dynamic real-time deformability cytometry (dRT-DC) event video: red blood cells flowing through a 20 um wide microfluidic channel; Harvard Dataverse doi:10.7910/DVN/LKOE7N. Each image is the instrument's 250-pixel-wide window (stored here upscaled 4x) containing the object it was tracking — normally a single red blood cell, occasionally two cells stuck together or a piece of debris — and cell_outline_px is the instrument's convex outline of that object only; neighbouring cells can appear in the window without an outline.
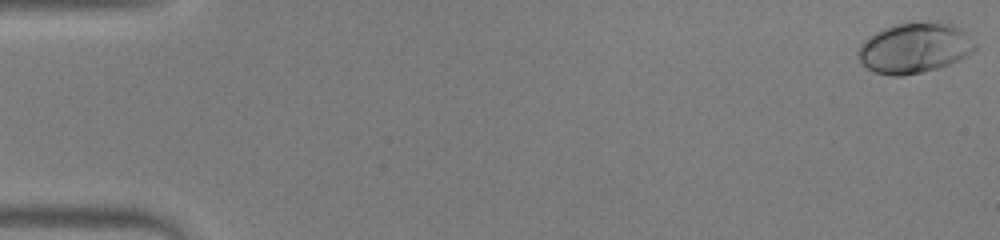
{"species": "human", "species_latin": "Homo sapiens", "temperature_condition": "warm", "stored_images_in_passage": 53, "camera_frame_rate_fps": 3000, "um_per_image_px": 0.085, "donor": {"sex": "male"}, "frame": {"image": 1, "passage_image": 1, "time_ms": 0.0, "image_size_px": [1000, 240], "cell_outline_px": [[976, 48], [972, 52], [948, 64], [936, 68], [920, 72], [900, 76], [892, 76], [876, 72], [868, 68], [860, 60], [856, 52], [860, 44], [864, 40], [876, 32], [884, 28], [896, 24], [952, 24], [960, 28], [976, 44]], "centroid_in_image_um": [77.69, 4.1], "position_along_channel_um": 7.3, "area_um2": 33.23}}
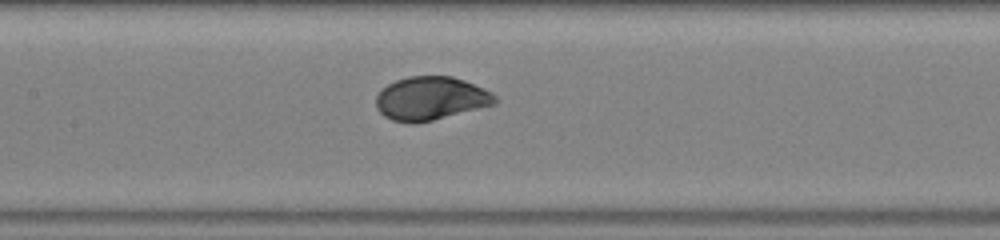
{"frame": {"image": 2, "passage_image": 26, "time_ms": 8.333, "image_size_px": [1000, 240], "cell_outline_px": [[496, 104], [432, 120], [412, 124], [392, 120], [384, 116], [376, 108], [376, 96], [388, 84], [396, 80], [408, 76], [452, 76], [464, 80], [484, 88], [492, 92], [496, 96]], "centroid_in_image_um": [36.61, 8.36], "position_along_channel_um": 170.8, "area_um2": 30.06}}
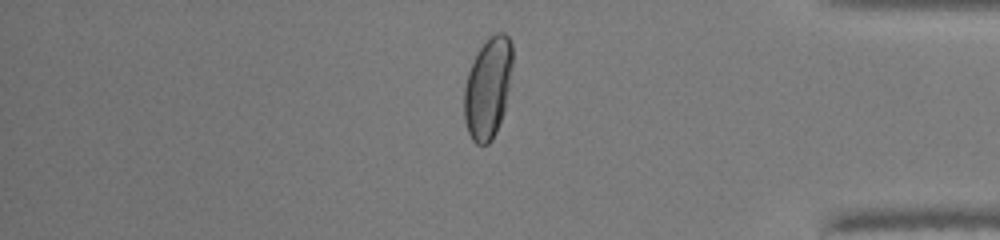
{"frame": {"image": 3, "passage_image": 45, "time_ms": 14.667, "image_size_px": [1000, 240], "cell_outline_px": [[512, 64], [504, 112], [496, 132], [492, 140], [488, 144], [476, 144], [472, 140], [468, 132], [464, 120], [464, 88], [468, 72], [480, 48], [488, 36], [496, 32], [504, 32], [508, 36], [512, 44]], "centroid_in_image_um": [41.47, 7.48], "position_along_channel_um": 393.7, "area_um2": 28.44}, "authors_computed_cell_mechanics": {"area_um2": 30.5762, "velocity_mm_per_s": 3.9191, "shape_relaxation_time_tau1_ms": 2.914, "shape_relaxation_time_tau2_ms": null, "deformation_change_tau1": 0.1771, "deformation_change_tau2": null}}